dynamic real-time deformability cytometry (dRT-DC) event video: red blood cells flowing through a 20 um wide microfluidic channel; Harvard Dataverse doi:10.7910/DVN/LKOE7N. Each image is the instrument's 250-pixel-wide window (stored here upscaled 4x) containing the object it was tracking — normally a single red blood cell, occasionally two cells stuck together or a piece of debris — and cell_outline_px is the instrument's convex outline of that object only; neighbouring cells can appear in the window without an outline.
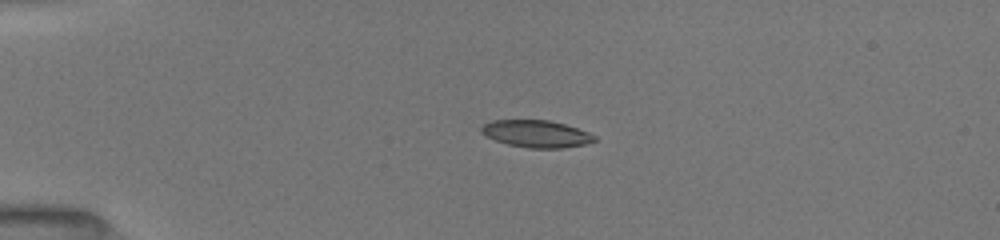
{"species": "common noctule bat (a hibernating species)", "species_latin": "Nyctalus noctula", "temperature_condition": "room temperature", "stored_images_in_passage": 63, "camera_frame_rate_fps": 3000, "um_per_image_px": 0.085, "animal": {"sex": "female", "body_mass_g": 19.5, "forearm_length_mm": 54.1}, "frame": {"image": 1, "passage_image": 1, "time_ms": 0.0, "image_size_px": [1000, 240], "cell_outline_px": [[596, 140], [588, 144], [560, 148], [528, 148], [508, 144], [496, 140], [480, 132], [480, 128], [484, 124], [492, 120], [548, 120], [564, 124], [588, 132], [596, 136]], "centroid_in_image_um": [45.6, 11.37], "position_along_channel_um": 39.4, "area_um2": 17.8}}
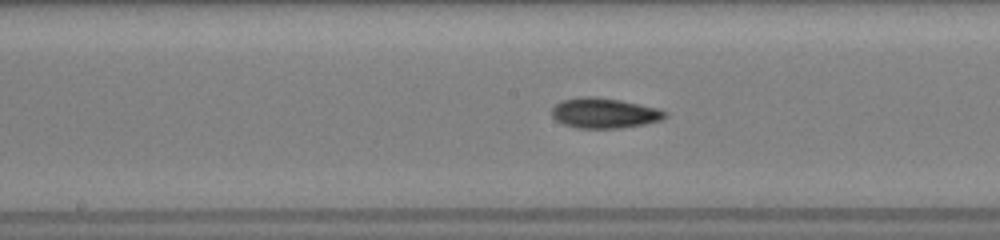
{"frame": {"image": 2, "passage_image": 24, "time_ms": 5.0, "image_size_px": [1000, 240], "cell_outline_px": [[668, 116], [660, 120], [644, 124], [620, 128], [576, 128], [564, 124], [556, 120], [552, 116], [552, 108], [560, 100], [580, 96], [596, 96], [620, 100], [640, 104], [656, 108], [664, 112]], "centroid_in_image_um": [51.32, 9.6], "position_along_channel_um": 196.9, "area_um2": 19.94}}
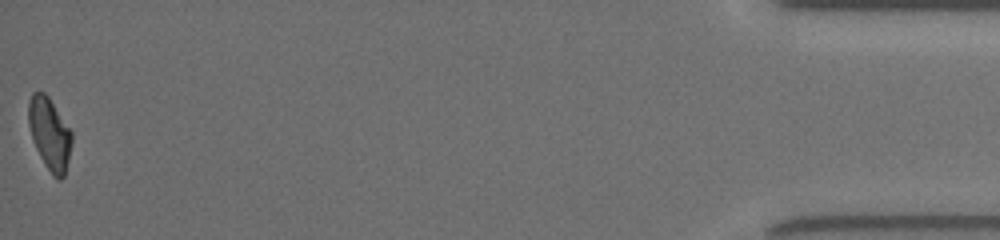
{"frame": {"image": 3, "passage_image": 62, "time_ms": 13.0, "image_size_px": [1000, 240], "cell_outline_px": [[72, 144], [64, 176], [60, 180], [56, 180], [52, 176], [44, 164], [32, 140], [28, 124], [28, 104], [32, 92], [44, 92], [48, 96], [72, 132]], "centroid_in_image_um": [4.21, 11.39], "position_along_channel_um": 431.0, "area_um2": 18.26}, "authors_computed_cell_mechanics": {"area_um2": 18.8428, "velocity_mm_per_s": 4.0202, "shape_relaxation_time_tau1_ms": 7.3084, "shape_relaxation_time_tau2_ms": 4.8914, "deformation_change_tau1": 0.1866, "deformation_change_tau2": 0.1171}}